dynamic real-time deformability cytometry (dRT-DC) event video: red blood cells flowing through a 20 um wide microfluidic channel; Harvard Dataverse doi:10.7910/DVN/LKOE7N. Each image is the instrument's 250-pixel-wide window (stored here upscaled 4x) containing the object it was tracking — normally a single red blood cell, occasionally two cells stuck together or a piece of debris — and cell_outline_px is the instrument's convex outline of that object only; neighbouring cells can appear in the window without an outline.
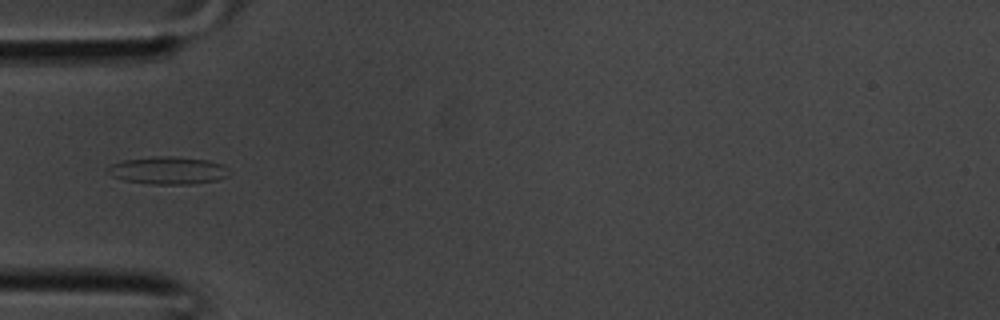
{"species": "common noctule bat (a hibernating species)", "species_latin": "Nyctalus noctula", "temperature_condition": "room temperature", "stored_images_in_passage": 27, "camera_frame_rate_fps": 3000, "um_per_image_px": 0.085, "animal": {"sex": "male", "body_mass_g": 20.1, "forearm_length_mm": 53.5}, "frame": {"image": 1, "passage_image": 4, "time_ms": 1.0, "image_size_px": [1000, 320], "cell_outline_px": [[232, 172], [228, 176], [216, 180], [192, 184], [152, 184], [124, 180], [112, 176], [104, 172], [112, 164], [124, 160], [152, 156], [172, 156], [208, 160], [224, 164]], "centroid_in_image_um": [14.31, 14.48], "position_along_channel_um": 70.7, "area_um2": 19.71}}
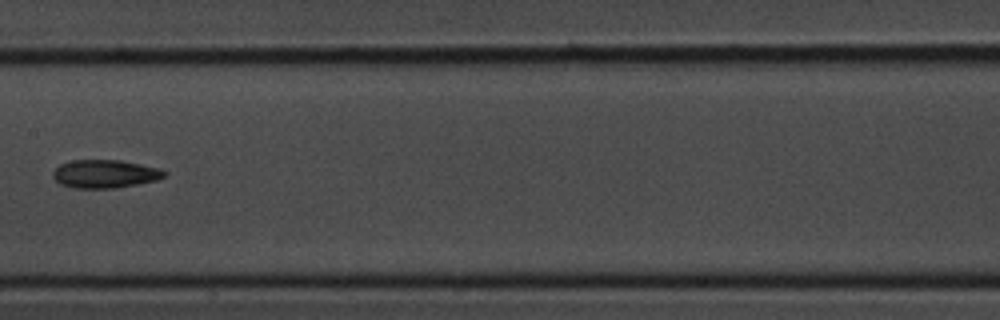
{"frame": {"image": 2, "passage_image": 11, "time_ms": 3.333, "image_size_px": [1000, 320], "cell_outline_px": [[168, 172], [164, 176], [156, 180], [116, 188], [72, 188], [60, 184], [52, 176], [52, 172], [60, 164], [72, 160], [120, 160], [160, 168]], "centroid_in_image_um": [8.9, 14.78], "position_along_channel_um": 198.5, "area_um2": 18.32}}
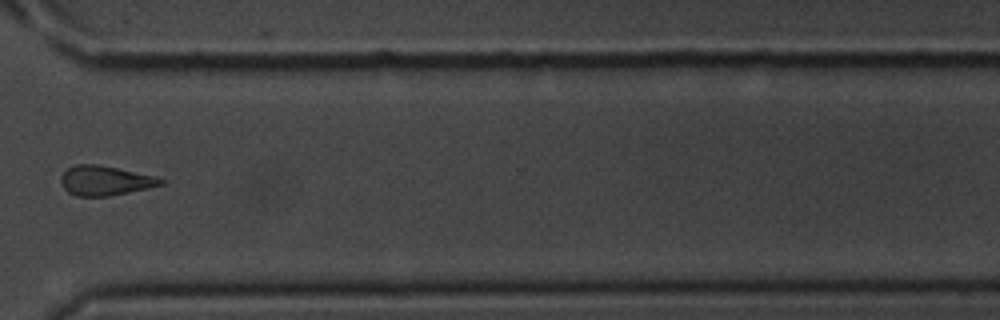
{"frame": {"image": 3, "passage_image": 20, "time_ms": 6.333, "image_size_px": [1000, 320], "cell_outline_px": [[164, 184], [148, 188], [108, 196], [76, 196], [68, 192], [60, 184], [60, 176], [68, 168], [76, 164], [96, 164], [156, 176], [164, 180]], "centroid_in_image_um": [8.9, 15.35], "position_along_channel_um": 361.7, "area_um2": 17.17}}